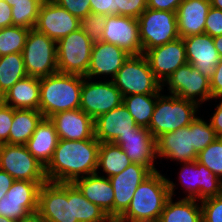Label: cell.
<instances>
[{"label": "cell", "mask_w": 222, "mask_h": 222, "mask_svg": "<svg viewBox=\"0 0 222 222\" xmlns=\"http://www.w3.org/2000/svg\"><path fill=\"white\" fill-rule=\"evenodd\" d=\"M3 103L14 109H32L39 111L40 78L27 76L16 82L3 95Z\"/></svg>", "instance_id": "28"}, {"label": "cell", "mask_w": 222, "mask_h": 222, "mask_svg": "<svg viewBox=\"0 0 222 222\" xmlns=\"http://www.w3.org/2000/svg\"><path fill=\"white\" fill-rule=\"evenodd\" d=\"M91 13L114 15V0H89Z\"/></svg>", "instance_id": "46"}, {"label": "cell", "mask_w": 222, "mask_h": 222, "mask_svg": "<svg viewBox=\"0 0 222 222\" xmlns=\"http://www.w3.org/2000/svg\"><path fill=\"white\" fill-rule=\"evenodd\" d=\"M14 181L12 176L0 169V199L6 195Z\"/></svg>", "instance_id": "50"}, {"label": "cell", "mask_w": 222, "mask_h": 222, "mask_svg": "<svg viewBox=\"0 0 222 222\" xmlns=\"http://www.w3.org/2000/svg\"><path fill=\"white\" fill-rule=\"evenodd\" d=\"M204 33L213 38L222 35V10L211 6L206 16Z\"/></svg>", "instance_id": "43"}, {"label": "cell", "mask_w": 222, "mask_h": 222, "mask_svg": "<svg viewBox=\"0 0 222 222\" xmlns=\"http://www.w3.org/2000/svg\"><path fill=\"white\" fill-rule=\"evenodd\" d=\"M0 222H19V221H16L14 219H10V218H7V217L0 216Z\"/></svg>", "instance_id": "54"}, {"label": "cell", "mask_w": 222, "mask_h": 222, "mask_svg": "<svg viewBox=\"0 0 222 222\" xmlns=\"http://www.w3.org/2000/svg\"><path fill=\"white\" fill-rule=\"evenodd\" d=\"M217 138L210 122L197 116L192 122L193 147L197 153L206 148Z\"/></svg>", "instance_id": "38"}, {"label": "cell", "mask_w": 222, "mask_h": 222, "mask_svg": "<svg viewBox=\"0 0 222 222\" xmlns=\"http://www.w3.org/2000/svg\"><path fill=\"white\" fill-rule=\"evenodd\" d=\"M29 31L15 25L0 29V56L22 53Z\"/></svg>", "instance_id": "36"}, {"label": "cell", "mask_w": 222, "mask_h": 222, "mask_svg": "<svg viewBox=\"0 0 222 222\" xmlns=\"http://www.w3.org/2000/svg\"><path fill=\"white\" fill-rule=\"evenodd\" d=\"M210 89L213 99L222 97V58L219 60L214 74L210 78Z\"/></svg>", "instance_id": "45"}, {"label": "cell", "mask_w": 222, "mask_h": 222, "mask_svg": "<svg viewBox=\"0 0 222 222\" xmlns=\"http://www.w3.org/2000/svg\"><path fill=\"white\" fill-rule=\"evenodd\" d=\"M47 181L15 180L0 199V216L21 221L38 210L40 186Z\"/></svg>", "instance_id": "13"}, {"label": "cell", "mask_w": 222, "mask_h": 222, "mask_svg": "<svg viewBox=\"0 0 222 222\" xmlns=\"http://www.w3.org/2000/svg\"><path fill=\"white\" fill-rule=\"evenodd\" d=\"M197 201L184 197L173 202V198L170 196L158 222H202L201 204Z\"/></svg>", "instance_id": "29"}, {"label": "cell", "mask_w": 222, "mask_h": 222, "mask_svg": "<svg viewBox=\"0 0 222 222\" xmlns=\"http://www.w3.org/2000/svg\"><path fill=\"white\" fill-rule=\"evenodd\" d=\"M100 142L94 137L86 140L59 139L53 156L45 167L47 181L73 183L77 178L97 172Z\"/></svg>", "instance_id": "1"}, {"label": "cell", "mask_w": 222, "mask_h": 222, "mask_svg": "<svg viewBox=\"0 0 222 222\" xmlns=\"http://www.w3.org/2000/svg\"><path fill=\"white\" fill-rule=\"evenodd\" d=\"M215 48L218 51L220 57L222 58V35L213 38Z\"/></svg>", "instance_id": "52"}, {"label": "cell", "mask_w": 222, "mask_h": 222, "mask_svg": "<svg viewBox=\"0 0 222 222\" xmlns=\"http://www.w3.org/2000/svg\"><path fill=\"white\" fill-rule=\"evenodd\" d=\"M42 2L53 1V0H41Z\"/></svg>", "instance_id": "58"}, {"label": "cell", "mask_w": 222, "mask_h": 222, "mask_svg": "<svg viewBox=\"0 0 222 222\" xmlns=\"http://www.w3.org/2000/svg\"><path fill=\"white\" fill-rule=\"evenodd\" d=\"M8 4H10V3H14V2H16V1H18V0H5Z\"/></svg>", "instance_id": "56"}, {"label": "cell", "mask_w": 222, "mask_h": 222, "mask_svg": "<svg viewBox=\"0 0 222 222\" xmlns=\"http://www.w3.org/2000/svg\"><path fill=\"white\" fill-rule=\"evenodd\" d=\"M12 25V7L5 0H0V29Z\"/></svg>", "instance_id": "48"}, {"label": "cell", "mask_w": 222, "mask_h": 222, "mask_svg": "<svg viewBox=\"0 0 222 222\" xmlns=\"http://www.w3.org/2000/svg\"><path fill=\"white\" fill-rule=\"evenodd\" d=\"M131 163L132 161L119 145L113 142L100 143L96 173L99 172V168H102L109 178L121 173Z\"/></svg>", "instance_id": "31"}, {"label": "cell", "mask_w": 222, "mask_h": 222, "mask_svg": "<svg viewBox=\"0 0 222 222\" xmlns=\"http://www.w3.org/2000/svg\"><path fill=\"white\" fill-rule=\"evenodd\" d=\"M210 8V0H183L176 12L180 38L203 34Z\"/></svg>", "instance_id": "25"}, {"label": "cell", "mask_w": 222, "mask_h": 222, "mask_svg": "<svg viewBox=\"0 0 222 222\" xmlns=\"http://www.w3.org/2000/svg\"><path fill=\"white\" fill-rule=\"evenodd\" d=\"M183 0H147V8L177 12Z\"/></svg>", "instance_id": "47"}, {"label": "cell", "mask_w": 222, "mask_h": 222, "mask_svg": "<svg viewBox=\"0 0 222 222\" xmlns=\"http://www.w3.org/2000/svg\"><path fill=\"white\" fill-rule=\"evenodd\" d=\"M155 78L163 84L168 77L187 62L183 38L156 46L144 53Z\"/></svg>", "instance_id": "16"}, {"label": "cell", "mask_w": 222, "mask_h": 222, "mask_svg": "<svg viewBox=\"0 0 222 222\" xmlns=\"http://www.w3.org/2000/svg\"><path fill=\"white\" fill-rule=\"evenodd\" d=\"M196 103L184 100L176 95L159 94L154 113L149 124V131L157 139L162 134L189 126L197 117Z\"/></svg>", "instance_id": "4"}, {"label": "cell", "mask_w": 222, "mask_h": 222, "mask_svg": "<svg viewBox=\"0 0 222 222\" xmlns=\"http://www.w3.org/2000/svg\"><path fill=\"white\" fill-rule=\"evenodd\" d=\"M80 21L54 1H47L40 6L35 29L57 42L72 31L79 29Z\"/></svg>", "instance_id": "19"}, {"label": "cell", "mask_w": 222, "mask_h": 222, "mask_svg": "<svg viewBox=\"0 0 222 222\" xmlns=\"http://www.w3.org/2000/svg\"><path fill=\"white\" fill-rule=\"evenodd\" d=\"M157 157L184 162L196 161L198 153L193 147L192 123L184 128L162 134L156 139Z\"/></svg>", "instance_id": "21"}, {"label": "cell", "mask_w": 222, "mask_h": 222, "mask_svg": "<svg viewBox=\"0 0 222 222\" xmlns=\"http://www.w3.org/2000/svg\"><path fill=\"white\" fill-rule=\"evenodd\" d=\"M19 222H47L38 212L28 215Z\"/></svg>", "instance_id": "51"}, {"label": "cell", "mask_w": 222, "mask_h": 222, "mask_svg": "<svg viewBox=\"0 0 222 222\" xmlns=\"http://www.w3.org/2000/svg\"><path fill=\"white\" fill-rule=\"evenodd\" d=\"M108 222H119L117 219H110Z\"/></svg>", "instance_id": "57"}, {"label": "cell", "mask_w": 222, "mask_h": 222, "mask_svg": "<svg viewBox=\"0 0 222 222\" xmlns=\"http://www.w3.org/2000/svg\"><path fill=\"white\" fill-rule=\"evenodd\" d=\"M73 221L108 222L111 218L99 206L84 197L78 187L72 183Z\"/></svg>", "instance_id": "34"}, {"label": "cell", "mask_w": 222, "mask_h": 222, "mask_svg": "<svg viewBox=\"0 0 222 222\" xmlns=\"http://www.w3.org/2000/svg\"><path fill=\"white\" fill-rule=\"evenodd\" d=\"M25 70L31 77H47L58 72L57 42L30 29L22 52Z\"/></svg>", "instance_id": "6"}, {"label": "cell", "mask_w": 222, "mask_h": 222, "mask_svg": "<svg viewBox=\"0 0 222 222\" xmlns=\"http://www.w3.org/2000/svg\"><path fill=\"white\" fill-rule=\"evenodd\" d=\"M13 122V108L5 105H0V144H9V132Z\"/></svg>", "instance_id": "44"}, {"label": "cell", "mask_w": 222, "mask_h": 222, "mask_svg": "<svg viewBox=\"0 0 222 222\" xmlns=\"http://www.w3.org/2000/svg\"><path fill=\"white\" fill-rule=\"evenodd\" d=\"M137 19L143 54L180 37L176 12L147 8Z\"/></svg>", "instance_id": "8"}, {"label": "cell", "mask_w": 222, "mask_h": 222, "mask_svg": "<svg viewBox=\"0 0 222 222\" xmlns=\"http://www.w3.org/2000/svg\"><path fill=\"white\" fill-rule=\"evenodd\" d=\"M93 45L81 27L59 39L57 41L58 72L85 77Z\"/></svg>", "instance_id": "7"}, {"label": "cell", "mask_w": 222, "mask_h": 222, "mask_svg": "<svg viewBox=\"0 0 222 222\" xmlns=\"http://www.w3.org/2000/svg\"><path fill=\"white\" fill-rule=\"evenodd\" d=\"M137 126L127 108L121 104L94 120L95 138L100 143H114L121 135L131 133Z\"/></svg>", "instance_id": "22"}, {"label": "cell", "mask_w": 222, "mask_h": 222, "mask_svg": "<svg viewBox=\"0 0 222 222\" xmlns=\"http://www.w3.org/2000/svg\"><path fill=\"white\" fill-rule=\"evenodd\" d=\"M122 96L160 94L162 84L155 78L144 54L130 55L112 79Z\"/></svg>", "instance_id": "5"}, {"label": "cell", "mask_w": 222, "mask_h": 222, "mask_svg": "<svg viewBox=\"0 0 222 222\" xmlns=\"http://www.w3.org/2000/svg\"><path fill=\"white\" fill-rule=\"evenodd\" d=\"M196 161L206 166L222 180V138L217 137L200 151Z\"/></svg>", "instance_id": "37"}, {"label": "cell", "mask_w": 222, "mask_h": 222, "mask_svg": "<svg viewBox=\"0 0 222 222\" xmlns=\"http://www.w3.org/2000/svg\"><path fill=\"white\" fill-rule=\"evenodd\" d=\"M108 15L89 13L80 21L83 32L95 44L101 41Z\"/></svg>", "instance_id": "39"}, {"label": "cell", "mask_w": 222, "mask_h": 222, "mask_svg": "<svg viewBox=\"0 0 222 222\" xmlns=\"http://www.w3.org/2000/svg\"><path fill=\"white\" fill-rule=\"evenodd\" d=\"M59 139L86 140L95 137L94 120L80 108L55 113L49 118Z\"/></svg>", "instance_id": "23"}, {"label": "cell", "mask_w": 222, "mask_h": 222, "mask_svg": "<svg viewBox=\"0 0 222 222\" xmlns=\"http://www.w3.org/2000/svg\"><path fill=\"white\" fill-rule=\"evenodd\" d=\"M176 182L159 171L148 176L136 189L127 210L117 219L119 222H158L164 205L174 196Z\"/></svg>", "instance_id": "2"}, {"label": "cell", "mask_w": 222, "mask_h": 222, "mask_svg": "<svg viewBox=\"0 0 222 222\" xmlns=\"http://www.w3.org/2000/svg\"><path fill=\"white\" fill-rule=\"evenodd\" d=\"M147 9V0H114V15L138 18Z\"/></svg>", "instance_id": "40"}, {"label": "cell", "mask_w": 222, "mask_h": 222, "mask_svg": "<svg viewBox=\"0 0 222 222\" xmlns=\"http://www.w3.org/2000/svg\"><path fill=\"white\" fill-rule=\"evenodd\" d=\"M211 6L222 10V0H210Z\"/></svg>", "instance_id": "53"}, {"label": "cell", "mask_w": 222, "mask_h": 222, "mask_svg": "<svg viewBox=\"0 0 222 222\" xmlns=\"http://www.w3.org/2000/svg\"><path fill=\"white\" fill-rule=\"evenodd\" d=\"M151 174L147 167L132 162L121 173L109 177L114 191L113 219L127 210L136 189Z\"/></svg>", "instance_id": "18"}, {"label": "cell", "mask_w": 222, "mask_h": 222, "mask_svg": "<svg viewBox=\"0 0 222 222\" xmlns=\"http://www.w3.org/2000/svg\"><path fill=\"white\" fill-rule=\"evenodd\" d=\"M103 31L101 41L114 44L129 55L143 54L137 18L108 15Z\"/></svg>", "instance_id": "15"}, {"label": "cell", "mask_w": 222, "mask_h": 222, "mask_svg": "<svg viewBox=\"0 0 222 222\" xmlns=\"http://www.w3.org/2000/svg\"><path fill=\"white\" fill-rule=\"evenodd\" d=\"M58 142L59 136L54 123L49 118H43L25 146L46 167L53 156Z\"/></svg>", "instance_id": "27"}, {"label": "cell", "mask_w": 222, "mask_h": 222, "mask_svg": "<svg viewBox=\"0 0 222 222\" xmlns=\"http://www.w3.org/2000/svg\"><path fill=\"white\" fill-rule=\"evenodd\" d=\"M123 103V96L112 79L92 82L83 77L81 87L80 109L93 120L111 111Z\"/></svg>", "instance_id": "12"}, {"label": "cell", "mask_w": 222, "mask_h": 222, "mask_svg": "<svg viewBox=\"0 0 222 222\" xmlns=\"http://www.w3.org/2000/svg\"><path fill=\"white\" fill-rule=\"evenodd\" d=\"M158 95L159 94H133L124 96L122 104L127 108L138 126L148 128Z\"/></svg>", "instance_id": "32"}, {"label": "cell", "mask_w": 222, "mask_h": 222, "mask_svg": "<svg viewBox=\"0 0 222 222\" xmlns=\"http://www.w3.org/2000/svg\"><path fill=\"white\" fill-rule=\"evenodd\" d=\"M169 93L200 106L212 100L210 79L203 76L192 64L186 63L174 71L162 84Z\"/></svg>", "instance_id": "10"}, {"label": "cell", "mask_w": 222, "mask_h": 222, "mask_svg": "<svg viewBox=\"0 0 222 222\" xmlns=\"http://www.w3.org/2000/svg\"><path fill=\"white\" fill-rule=\"evenodd\" d=\"M222 99V97L216 98ZM210 124L215 131L217 137L222 138V100L216 106V110L210 117Z\"/></svg>", "instance_id": "49"}, {"label": "cell", "mask_w": 222, "mask_h": 222, "mask_svg": "<svg viewBox=\"0 0 222 222\" xmlns=\"http://www.w3.org/2000/svg\"><path fill=\"white\" fill-rule=\"evenodd\" d=\"M179 181L186 190L185 198L198 199V202L222 195V180L206 166L197 161L184 162Z\"/></svg>", "instance_id": "14"}, {"label": "cell", "mask_w": 222, "mask_h": 222, "mask_svg": "<svg viewBox=\"0 0 222 222\" xmlns=\"http://www.w3.org/2000/svg\"><path fill=\"white\" fill-rule=\"evenodd\" d=\"M0 169L7 172L14 180L47 181L45 167L25 145L0 144Z\"/></svg>", "instance_id": "11"}, {"label": "cell", "mask_w": 222, "mask_h": 222, "mask_svg": "<svg viewBox=\"0 0 222 222\" xmlns=\"http://www.w3.org/2000/svg\"><path fill=\"white\" fill-rule=\"evenodd\" d=\"M83 76L57 72L40 78L39 111L44 118L80 108Z\"/></svg>", "instance_id": "3"}, {"label": "cell", "mask_w": 222, "mask_h": 222, "mask_svg": "<svg viewBox=\"0 0 222 222\" xmlns=\"http://www.w3.org/2000/svg\"><path fill=\"white\" fill-rule=\"evenodd\" d=\"M37 212L47 222L73 221L72 183L49 182L42 184L38 193Z\"/></svg>", "instance_id": "9"}, {"label": "cell", "mask_w": 222, "mask_h": 222, "mask_svg": "<svg viewBox=\"0 0 222 222\" xmlns=\"http://www.w3.org/2000/svg\"><path fill=\"white\" fill-rule=\"evenodd\" d=\"M100 172L77 178L73 183L85 198L103 209L113 219L114 191L110 179Z\"/></svg>", "instance_id": "26"}, {"label": "cell", "mask_w": 222, "mask_h": 222, "mask_svg": "<svg viewBox=\"0 0 222 222\" xmlns=\"http://www.w3.org/2000/svg\"><path fill=\"white\" fill-rule=\"evenodd\" d=\"M43 118L42 113L38 110L13 108L9 144L25 145Z\"/></svg>", "instance_id": "30"}, {"label": "cell", "mask_w": 222, "mask_h": 222, "mask_svg": "<svg viewBox=\"0 0 222 222\" xmlns=\"http://www.w3.org/2000/svg\"><path fill=\"white\" fill-rule=\"evenodd\" d=\"M136 164L147 167L152 173L157 172L154 160L157 159L156 139L148 128L137 126L131 133L121 135L115 142Z\"/></svg>", "instance_id": "17"}, {"label": "cell", "mask_w": 222, "mask_h": 222, "mask_svg": "<svg viewBox=\"0 0 222 222\" xmlns=\"http://www.w3.org/2000/svg\"><path fill=\"white\" fill-rule=\"evenodd\" d=\"M129 56L127 52L114 44L103 41L95 43L85 77L94 79V76L109 75L113 79Z\"/></svg>", "instance_id": "24"}, {"label": "cell", "mask_w": 222, "mask_h": 222, "mask_svg": "<svg viewBox=\"0 0 222 222\" xmlns=\"http://www.w3.org/2000/svg\"><path fill=\"white\" fill-rule=\"evenodd\" d=\"M202 222H222V195L200 201Z\"/></svg>", "instance_id": "41"}, {"label": "cell", "mask_w": 222, "mask_h": 222, "mask_svg": "<svg viewBox=\"0 0 222 222\" xmlns=\"http://www.w3.org/2000/svg\"><path fill=\"white\" fill-rule=\"evenodd\" d=\"M57 5L66 9L79 20L91 13L89 0H53Z\"/></svg>", "instance_id": "42"}, {"label": "cell", "mask_w": 222, "mask_h": 222, "mask_svg": "<svg viewBox=\"0 0 222 222\" xmlns=\"http://www.w3.org/2000/svg\"><path fill=\"white\" fill-rule=\"evenodd\" d=\"M3 104V94L0 92V105Z\"/></svg>", "instance_id": "55"}, {"label": "cell", "mask_w": 222, "mask_h": 222, "mask_svg": "<svg viewBox=\"0 0 222 222\" xmlns=\"http://www.w3.org/2000/svg\"><path fill=\"white\" fill-rule=\"evenodd\" d=\"M42 3L41 0H18L10 3L13 25L34 29Z\"/></svg>", "instance_id": "35"}, {"label": "cell", "mask_w": 222, "mask_h": 222, "mask_svg": "<svg viewBox=\"0 0 222 222\" xmlns=\"http://www.w3.org/2000/svg\"><path fill=\"white\" fill-rule=\"evenodd\" d=\"M186 58L197 70L207 78L214 74L215 67L221 59L215 48L213 37L208 34H197L183 38Z\"/></svg>", "instance_id": "20"}, {"label": "cell", "mask_w": 222, "mask_h": 222, "mask_svg": "<svg viewBox=\"0 0 222 222\" xmlns=\"http://www.w3.org/2000/svg\"><path fill=\"white\" fill-rule=\"evenodd\" d=\"M27 76L22 53L0 56V92L3 95L16 82Z\"/></svg>", "instance_id": "33"}]
</instances>
